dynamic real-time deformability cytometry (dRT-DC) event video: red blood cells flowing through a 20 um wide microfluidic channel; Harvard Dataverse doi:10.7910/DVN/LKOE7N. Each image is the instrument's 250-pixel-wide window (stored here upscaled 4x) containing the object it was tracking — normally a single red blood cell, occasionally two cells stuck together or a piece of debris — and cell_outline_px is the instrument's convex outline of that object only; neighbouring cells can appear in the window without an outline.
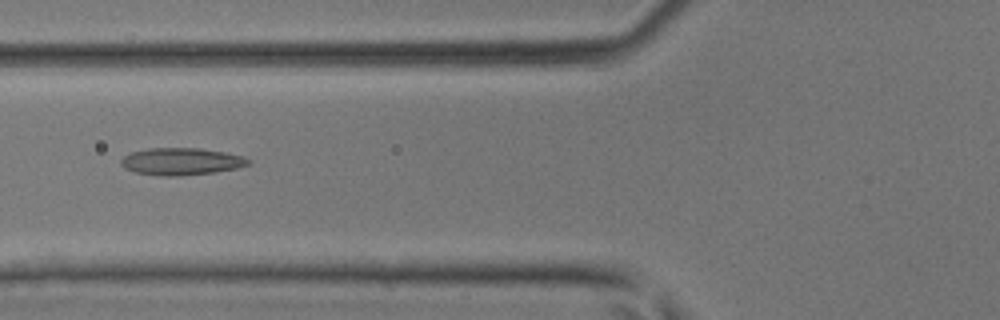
{"species": "common noctule bat (a hibernating species)", "species_latin": "Nyctalus noctula", "temperature_condition": "room temperature", "stored_images_in_passage": 39, "camera_frame_rate_fps": 3000, "um_per_image_px": 0.085, "animal": {"sex": "male", "body_mass_g": 17.9, "forearm_length_mm": 54.2}, "frame": {"image": 1, "passage_image": 12, "time_ms": 3.667, "image_size_px": [1000, 320], "cell_outline_px": [[252, 160], [248, 164], [236, 168], [212, 172], [176, 176], [160, 176], [136, 172], [124, 168], [120, 164], [120, 160], [124, 156], [132, 152], [148, 148], [200, 148], [224, 152], [244, 156]], "centroid_in_image_um": [15.39, 13.72], "position_along_channel_um": 110.4, "area_um2": 20.06}}
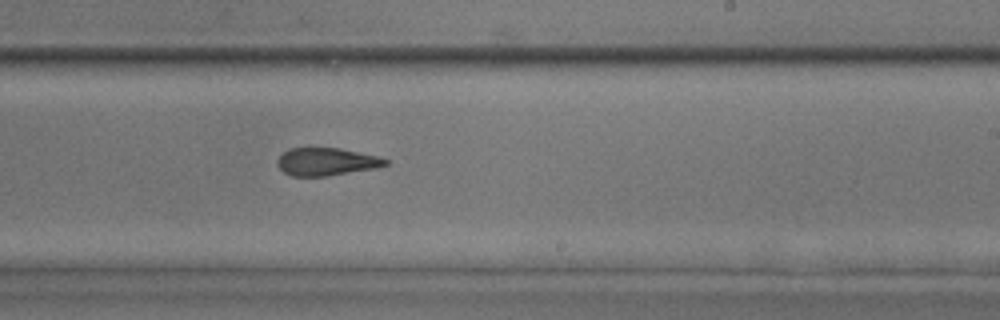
{"frame": {"image": 2, "passage_image": 22, "time_ms": 7.0, "image_size_px": [1000, 320], "cell_outline_px": [[388, 164], [376, 168], [328, 176], [292, 176], [284, 172], [276, 164], [276, 160], [288, 148], [340, 148], [376, 156], [388, 160]], "centroid_in_image_um": [27.72, 13.75], "position_along_channel_um": 261.3, "area_um2": 17.4}}
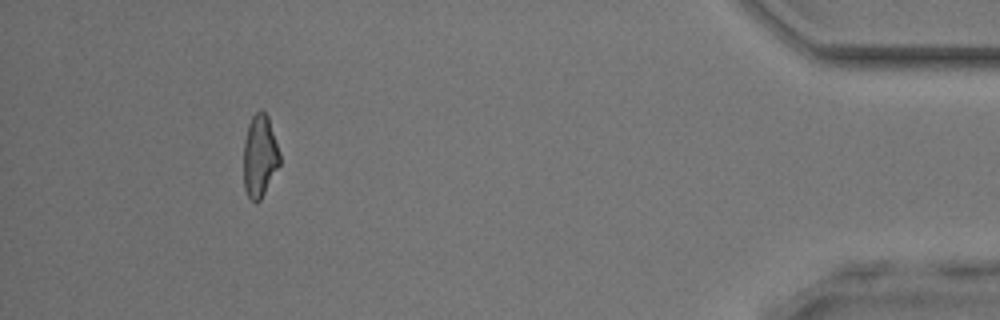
{"frame": {"image": 3, "passage_image": 36, "time_ms": 11.667, "image_size_px": [1000, 320], "cell_outline_px": [[280, 164], [260, 200], [256, 204], [248, 196], [244, 188], [244, 140], [248, 124], [252, 116], [260, 108], [268, 116], [280, 152]], "centroid_in_image_um": [22.08, 13.24], "position_along_channel_um": 413.1, "area_um2": 17.4}}